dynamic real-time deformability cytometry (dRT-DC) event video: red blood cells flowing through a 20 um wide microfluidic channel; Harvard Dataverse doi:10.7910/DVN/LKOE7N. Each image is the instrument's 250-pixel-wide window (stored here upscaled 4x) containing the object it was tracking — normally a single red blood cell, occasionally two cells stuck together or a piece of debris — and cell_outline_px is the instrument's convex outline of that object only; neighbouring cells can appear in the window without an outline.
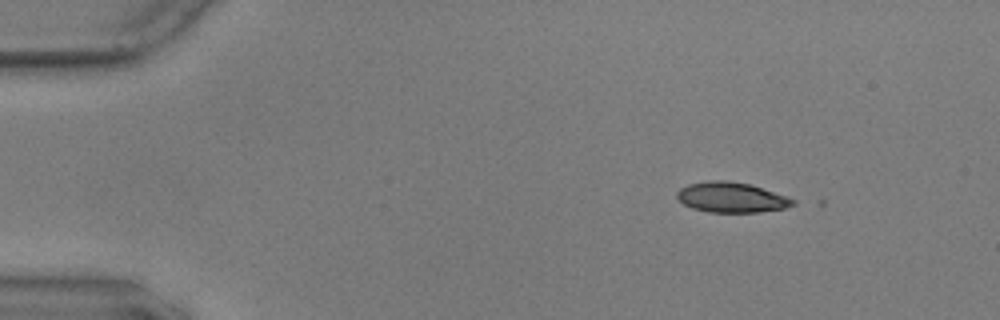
{"species": "common noctule bat (a hibernating species)", "species_latin": "Nyctalus noctula", "temperature_condition": "warm", "stored_images_in_passage": 5, "camera_frame_rate_fps": 3000, "um_per_image_px": 0.085, "animal": {"sex": "male", "body_mass_g": 17.9, "forearm_length_mm": 54.2}, "frame": {"image": 1, "passage_image": 1, "time_ms": 0.0, "image_size_px": [1000, 320], "cell_outline_px": [[796, 204], [784, 208], [760, 212], [708, 212], [692, 208], [684, 204], [676, 196], [676, 192], [680, 188], [688, 184], [708, 180], [728, 180], [748, 184], [796, 200]], "centroid_in_image_um": [62.12, 16.78], "position_along_channel_um": 22.9, "area_um2": 20.23}}